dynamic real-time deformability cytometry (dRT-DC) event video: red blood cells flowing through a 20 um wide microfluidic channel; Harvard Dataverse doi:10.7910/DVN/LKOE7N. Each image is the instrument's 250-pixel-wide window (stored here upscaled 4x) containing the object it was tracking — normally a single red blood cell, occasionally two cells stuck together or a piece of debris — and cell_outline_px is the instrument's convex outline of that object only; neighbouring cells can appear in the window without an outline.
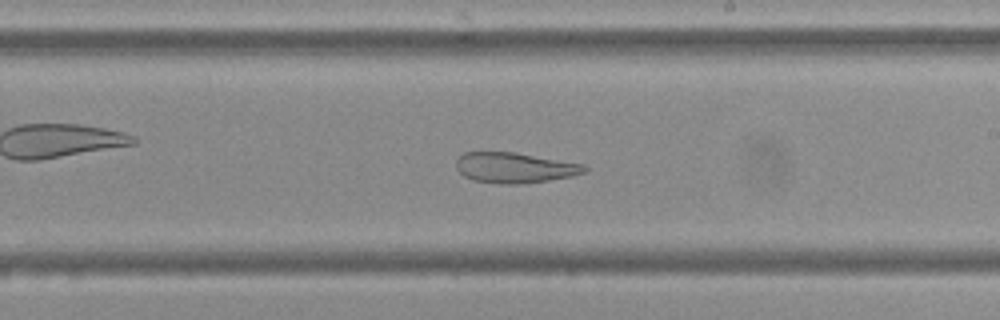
{"species": "Egyptian fruit bat (a non-hibernating species)", "species_latin": "Rousettus aegyptiacus", "temperature_condition": "cold", "stored_images_in_passage": 54, "camera_frame_rate_fps": 3000, "um_per_image_px": 0.085, "frame": {"image": 1, "passage_image": 31, "time_ms": 10.0, "image_size_px": [1000, 320], "cell_outline_px": [[588, 172], [572, 176], [548, 180], [520, 184], [504, 184], [472, 180], [464, 176], [456, 168], [456, 160], [464, 152], [516, 152], [584, 164], [588, 168]], "centroid_in_image_um": [43.77, 14.25], "position_along_channel_um": 245.2, "area_um2": 22.83}}